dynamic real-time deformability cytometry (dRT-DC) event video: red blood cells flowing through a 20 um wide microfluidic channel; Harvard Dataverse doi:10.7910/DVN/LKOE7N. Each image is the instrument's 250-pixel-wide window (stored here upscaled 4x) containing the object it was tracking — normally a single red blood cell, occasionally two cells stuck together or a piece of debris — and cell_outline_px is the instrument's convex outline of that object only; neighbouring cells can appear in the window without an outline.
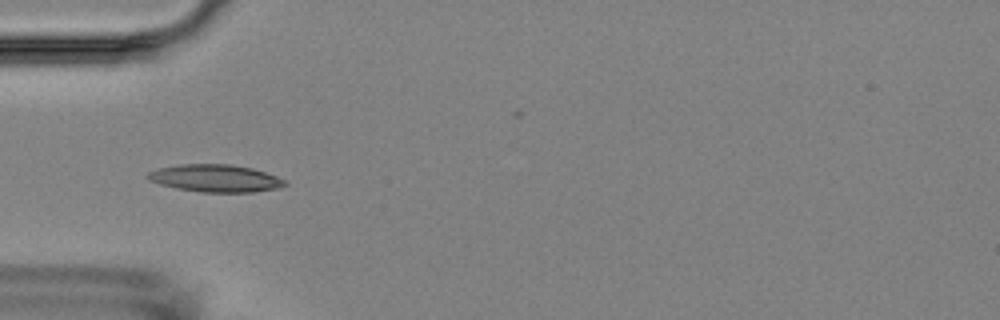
{"species": "Egyptian fruit bat (a non-hibernating species)", "species_latin": "Rousettus aegyptiacus", "temperature_condition": "room temperature", "stored_images_in_passage": 16, "camera_frame_rate_fps": 3000, "um_per_image_px": 0.085, "animal": {"sex": "female"}, "frame": {"image": 1, "passage_image": 5, "time_ms": 4.667, "image_size_px": [1000, 320], "cell_outline_px": [[288, 184], [280, 188], [252, 192], [200, 192], [176, 188], [160, 184], [148, 180], [144, 176], [148, 172], [160, 168], [180, 164], [228, 164], [252, 168], [276, 176], [284, 180]], "centroid_in_image_um": [18.29, 15.16], "position_along_channel_um": 66.7, "area_um2": 21.91}}
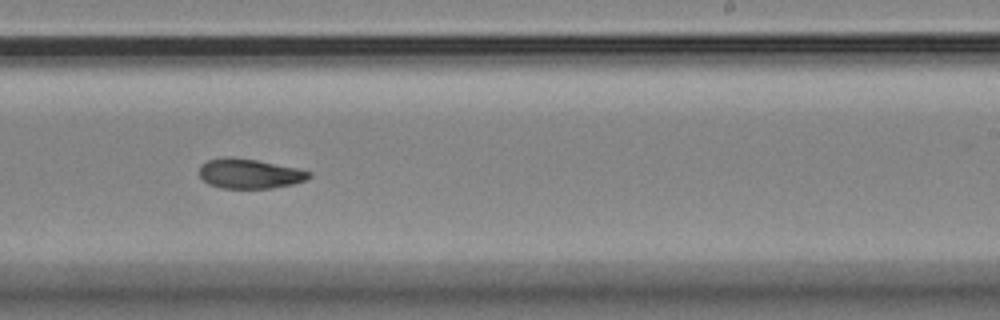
{"frame": {"image": 2, "passage_image": 10, "time_ms": 10.333, "image_size_px": [1000, 320], "cell_outline_px": [[312, 176], [304, 180], [292, 184], [272, 188], [220, 188], [208, 184], [200, 176], [200, 164], [208, 160], [224, 156], [232, 156], [256, 160], [296, 168], [312, 172]], "centroid_in_image_um": [21.18, 14.75], "position_along_channel_um": 267.8, "area_um2": 19.02}}
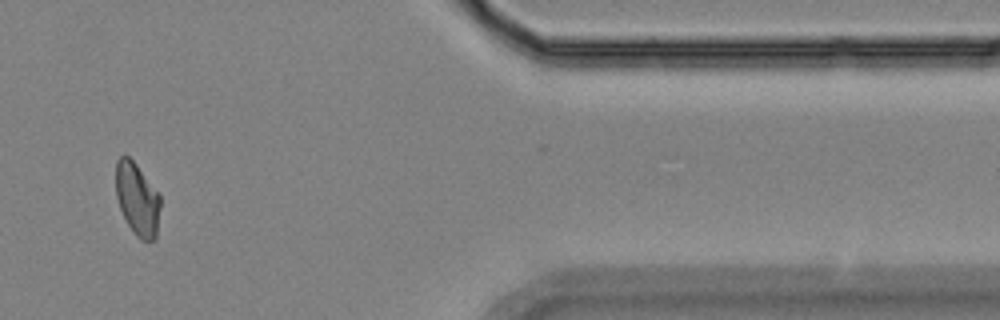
{"frame": {"image": 3, "passage_image": 14, "time_ms": 15.0, "image_size_px": [1000, 320], "cell_outline_px": [[160, 208], [156, 240], [140, 240], [132, 232], [120, 208], [116, 196], [116, 160], [120, 156], [128, 156], [136, 164], [160, 196]], "centroid_in_image_um": [11.67, 16.95], "position_along_channel_um": 399.7, "area_um2": 18.73}, "authors_computed_cell_mechanics": {"area_um2": 19.5075, "velocity_mm_per_s": 3.5482, "shape_relaxation_time_tau1_ms": 2.8973, "shape_relaxation_time_tau2_ms": 3.2082, "deformation_change_tau1": 0.1121, "deformation_change_tau2": 0.0741}}